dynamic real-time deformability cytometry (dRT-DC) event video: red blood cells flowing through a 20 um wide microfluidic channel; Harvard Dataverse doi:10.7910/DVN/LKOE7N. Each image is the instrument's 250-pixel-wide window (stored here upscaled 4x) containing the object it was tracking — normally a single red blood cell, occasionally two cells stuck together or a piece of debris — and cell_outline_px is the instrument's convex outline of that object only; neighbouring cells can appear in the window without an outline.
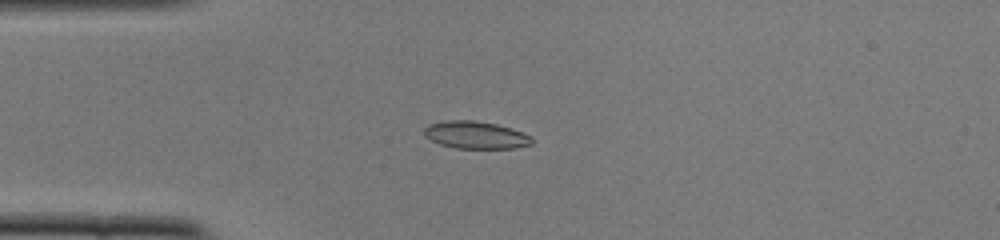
{"species": "common noctule bat (a hibernating species)", "species_latin": "Nyctalus noctula", "temperature_condition": "cold", "stored_images_in_passage": 39, "camera_frame_rate_fps": 3000, "um_per_image_px": 0.085, "animal": {"sex": "female", "body_mass_g": 22.0, "forearm_length_mm": 56.7}, "frame": {"image": 1, "passage_image": 1, "time_ms": 0.0, "image_size_px": [1000, 240], "cell_outline_px": [[532, 144], [516, 148], [456, 148], [440, 144], [424, 136], [424, 128], [428, 124], [444, 120], [476, 120], [496, 124], [512, 128], [524, 132], [532, 136]], "centroid_in_image_um": [40.44, 11.46], "position_along_channel_um": 44.6, "area_um2": 17.4}}
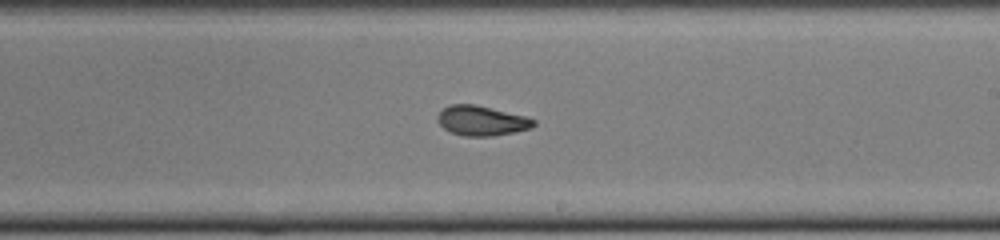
{"frame": {"image": 2, "passage_image": 18, "time_ms": 5.667, "image_size_px": [1000, 240], "cell_outline_px": [[536, 124], [532, 128], [516, 132], [492, 136], [464, 136], [452, 132], [444, 128], [436, 120], [436, 116], [444, 108], [452, 104], [472, 104], [524, 116], [536, 120]], "centroid_in_image_um": [40.94, 10.27], "position_along_channel_um": 248.1, "area_um2": 16.53}}
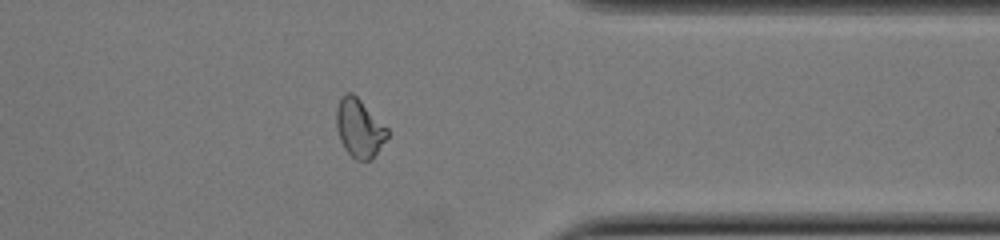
{"frame": {"image": 3, "passage_image": 29, "time_ms": 9.333, "image_size_px": [1000, 240], "cell_outline_px": [[388, 136], [372, 160], [356, 160], [344, 148], [340, 140], [336, 128], [336, 112], [340, 100], [348, 92], [352, 92], [388, 128]], "centroid_in_image_um": [30.55, 10.92], "position_along_channel_um": 380.9, "area_um2": 17.11}, "authors_computed_cell_mechanics": {"area_um2": 17.1666, "velocity_mm_per_s": 3.8766, "shape_relaxation_time_tau1_ms": 4.8248, "shape_relaxation_time_tau2_ms": 3.454, "deformation_change_tau1": 0.159, "deformation_change_tau2": 0.0802}}